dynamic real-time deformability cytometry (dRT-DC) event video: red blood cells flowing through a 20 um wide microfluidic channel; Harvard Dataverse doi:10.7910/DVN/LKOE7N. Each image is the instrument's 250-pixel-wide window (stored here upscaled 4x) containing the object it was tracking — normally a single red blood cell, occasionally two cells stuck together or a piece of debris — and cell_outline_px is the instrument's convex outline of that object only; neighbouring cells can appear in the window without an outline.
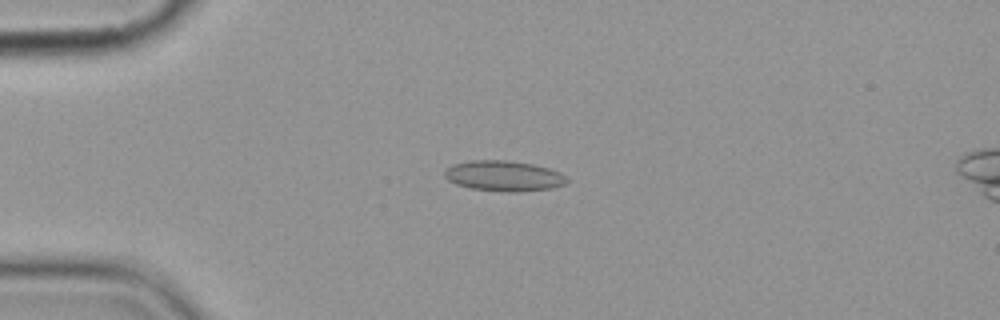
{"species": "common noctule bat (a hibernating species)", "species_latin": "Nyctalus noctula", "temperature_condition": "cold", "stored_images_in_passage": 5, "camera_frame_rate_fps": 3000, "um_per_image_px": 0.085, "animal": {"sex": "female", "body_mass_g": 19.9}, "frame": {"image": 1, "passage_image": 3, "time_ms": 3.333, "image_size_px": [1000, 320], "cell_outline_px": [[568, 180], [564, 184], [552, 188], [512, 192], [508, 192], [468, 188], [456, 184], [448, 180], [444, 176], [444, 172], [452, 164], [468, 160], [508, 160], [532, 164], [548, 168], [560, 172]], "centroid_in_image_um": [42.78, 14.94], "position_along_channel_um": 42.2, "area_um2": 21.68}}